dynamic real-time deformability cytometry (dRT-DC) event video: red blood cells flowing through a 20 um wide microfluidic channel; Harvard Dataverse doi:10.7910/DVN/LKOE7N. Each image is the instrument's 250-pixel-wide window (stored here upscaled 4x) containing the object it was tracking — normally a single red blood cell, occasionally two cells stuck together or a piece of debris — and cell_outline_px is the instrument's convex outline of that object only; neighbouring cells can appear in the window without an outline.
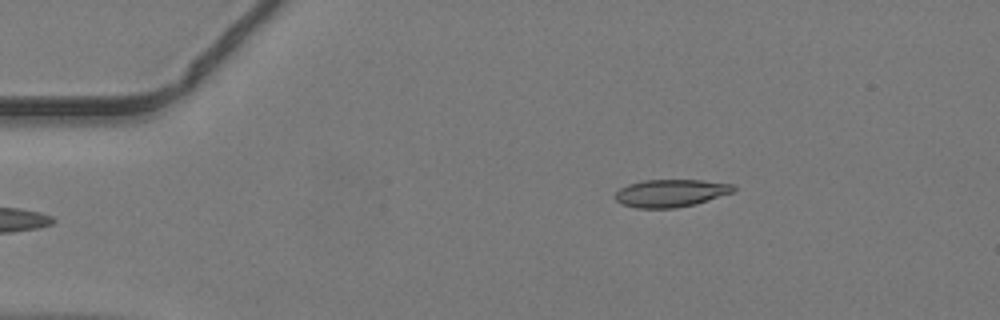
{"species": "common noctule bat (a hibernating species)", "species_latin": "Nyctalus noctula", "temperature_condition": "warm", "stored_images_in_passage": 15, "camera_frame_rate_fps": 3000, "um_per_image_px": 0.085, "animal": {"sex": "male", "body_mass_g": 19.2, "forearm_length_mm": 51.8}, "frame": {"image": 1, "passage_image": 1, "time_ms": 0.0, "image_size_px": [1000, 320], "cell_outline_px": [[736, 188], [732, 192], [696, 204], [676, 208], [636, 208], [620, 204], [616, 200], [616, 192], [620, 188], [628, 184], [644, 180], [700, 180], [732, 184]], "centroid_in_image_um": [56.98, 16.42], "position_along_channel_um": 28.0, "area_um2": 18.96}}
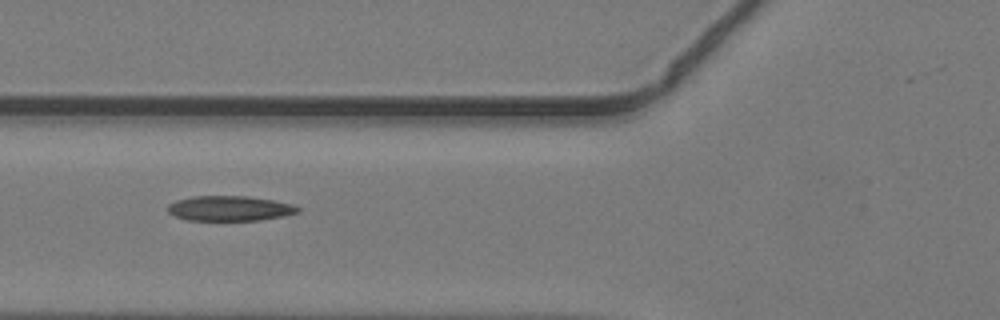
{"frame": {"image": 2, "passage_image": 11, "time_ms": 3.333, "image_size_px": [1000, 320], "cell_outline_px": [[300, 212], [284, 216], [260, 220], [188, 220], [172, 216], [168, 212], [168, 204], [176, 200], [192, 196], [248, 196], [272, 200], [292, 204], [300, 208]], "centroid_in_image_um": [19.51, 17.71], "position_along_channel_um": 106.3, "area_um2": 19.07}}
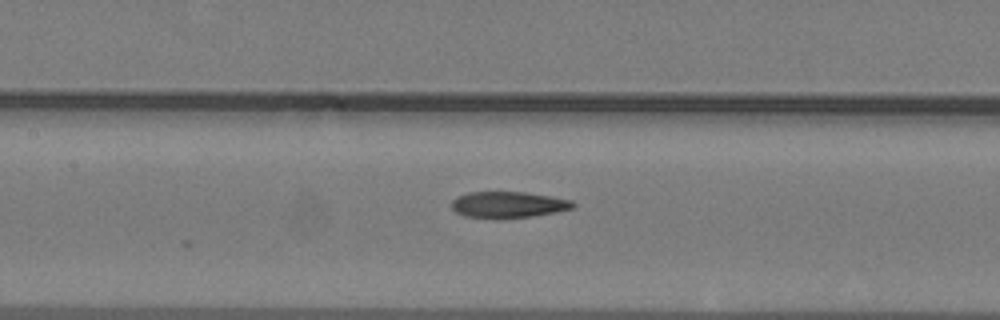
{"frame": {"image": 3, "passage_image": 15, "time_ms": 4.667, "image_size_px": [1000, 320], "cell_outline_px": [[576, 204], [572, 208], [556, 212], [532, 216], [464, 216], [456, 212], [452, 208], [452, 200], [456, 196], [468, 192], [524, 192], [552, 196], [572, 200]], "centroid_in_image_um": [43.22, 17.35], "position_along_channel_um": 164.2, "area_um2": 17.98}}